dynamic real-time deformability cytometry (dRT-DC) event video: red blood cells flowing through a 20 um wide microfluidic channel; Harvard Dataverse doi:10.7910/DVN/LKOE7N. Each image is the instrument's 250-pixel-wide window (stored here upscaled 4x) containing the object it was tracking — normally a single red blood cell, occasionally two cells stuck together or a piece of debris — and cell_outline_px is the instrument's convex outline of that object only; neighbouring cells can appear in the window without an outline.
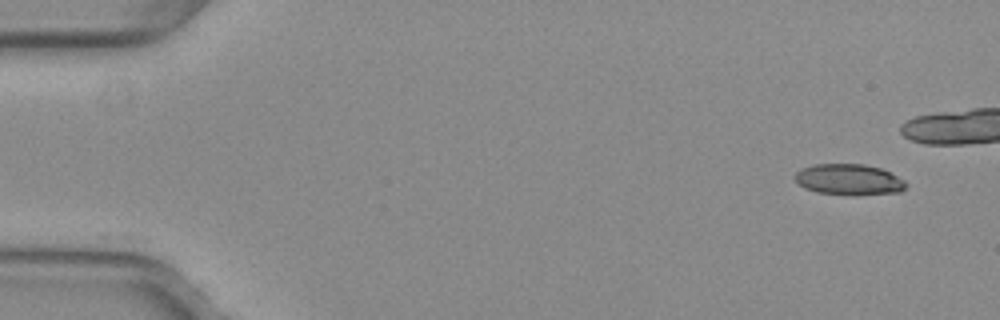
{"species": "common noctule bat (a hibernating species)", "species_latin": "Nyctalus noctula", "temperature_condition": "warm", "stored_images_in_passage": 13, "camera_frame_rate_fps": 3000, "um_per_image_px": 0.085, "animal": {"sex": "female", "body_mass_g": 29.2, "forearm_length_mm": 56.3}, "frame": {"image": 1, "passage_image": 1, "time_ms": 0.0, "image_size_px": [1000, 320], "cell_outline_px": [[908, 184], [900, 192], [852, 196], [816, 192], [804, 188], [796, 180], [796, 172], [800, 168], [816, 164], [864, 164], [880, 168], [904, 180]], "centroid_in_image_um": [72.16, 15.27], "position_along_channel_um": 12.8, "area_um2": 20.11}}
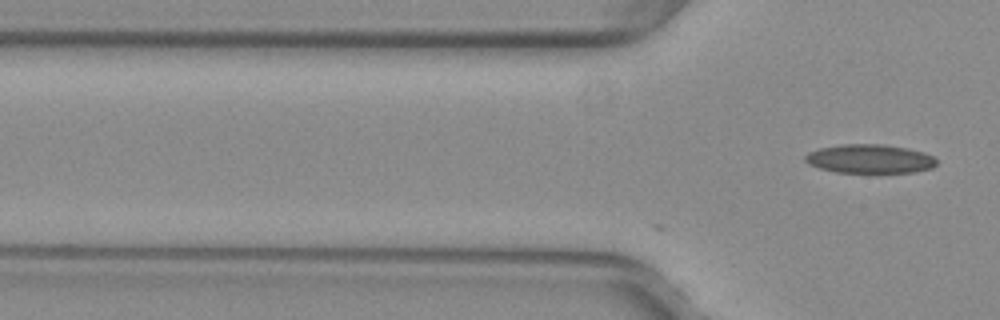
{"frame": {"image": 2, "passage_image": 13, "time_ms": 4.0, "image_size_px": [1000, 320], "cell_outline_px": [[936, 164], [932, 168], [916, 172], [876, 176], [836, 172], [820, 168], [808, 164], [804, 160], [804, 156], [808, 152], [820, 148], [844, 144], [880, 144], [908, 148], [924, 152], [932, 156], [936, 160]], "centroid_in_image_um": [73.95, 13.56], "position_along_channel_um": 51.9, "area_um2": 23.18}}